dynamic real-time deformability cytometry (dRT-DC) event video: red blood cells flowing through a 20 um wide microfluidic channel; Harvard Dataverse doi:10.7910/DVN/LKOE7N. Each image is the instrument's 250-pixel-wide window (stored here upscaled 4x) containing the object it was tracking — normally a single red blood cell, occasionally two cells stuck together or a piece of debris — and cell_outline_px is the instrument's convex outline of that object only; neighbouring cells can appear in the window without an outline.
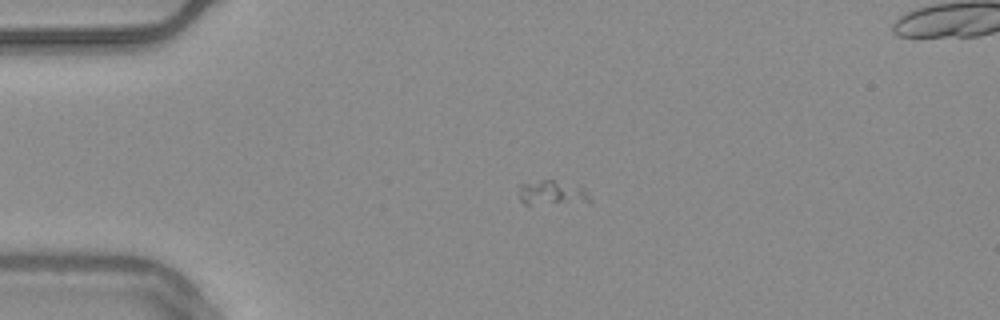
{"species": "common noctule bat (a hibernating species)", "species_latin": "Nyctalus noctula", "temperature_condition": "warm", "stored_images_in_passage": 39, "camera_frame_rate_fps": 3000, "um_per_image_px": 0.085, "animal": {"sex": "male", "body_mass_g": 20.4}, "frame": {"image": 1, "passage_image": 1, "time_ms": 0.0, "image_size_px": [1000, 320], "cell_outline_px": [[592, 204], [524, 204], [520, 200], [520, 184], [540, 180], [552, 180], [580, 184], [588, 192], [592, 200]], "centroid_in_image_um": [47.07, 16.42], "position_along_channel_um": 37.9, "area_um2": 10.81}}
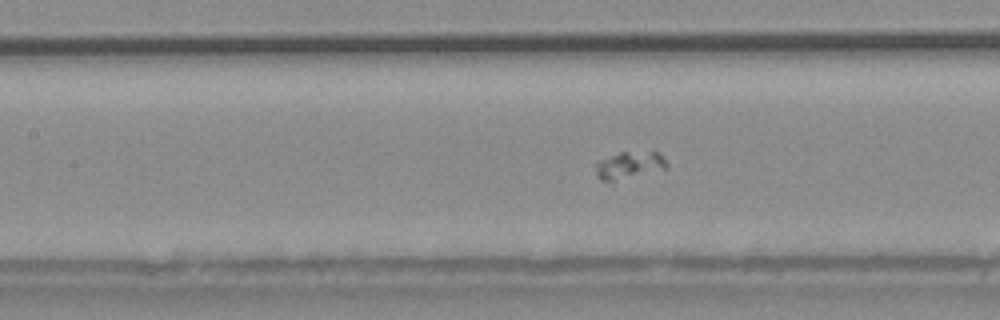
{"frame": {"image": 2, "passage_image": 13, "time_ms": 4.0, "image_size_px": [1000, 320], "cell_outline_px": [[668, 168], [612, 180], [600, 180], [596, 176], [596, 164], [620, 152], [660, 152], [668, 164]], "centroid_in_image_um": [53.54, 14.02], "position_along_channel_um": 153.9, "area_um2": 10.69}}
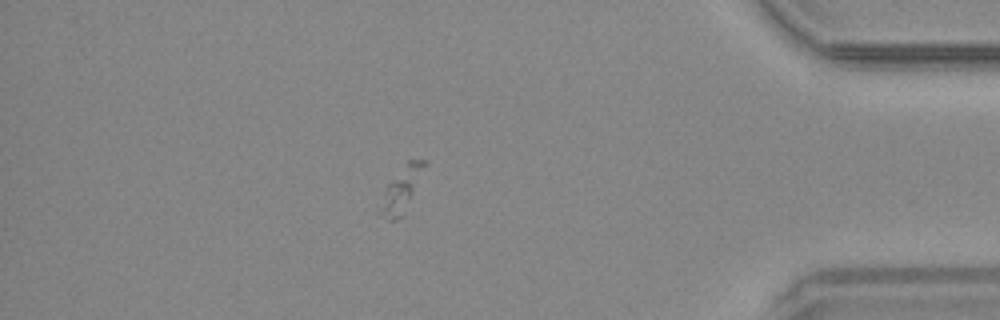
{"frame": {"image": 3, "passage_image": 36, "time_ms": 11.667, "image_size_px": [1000, 320], "cell_outline_px": [[428, 164], [400, 216], [396, 220], [388, 220], [376, 212], [384, 192], [388, 184], [408, 160], [428, 160]], "centroid_in_image_um": [34.1, 16.09], "position_along_channel_um": 401.1, "area_um2": 11.1}}